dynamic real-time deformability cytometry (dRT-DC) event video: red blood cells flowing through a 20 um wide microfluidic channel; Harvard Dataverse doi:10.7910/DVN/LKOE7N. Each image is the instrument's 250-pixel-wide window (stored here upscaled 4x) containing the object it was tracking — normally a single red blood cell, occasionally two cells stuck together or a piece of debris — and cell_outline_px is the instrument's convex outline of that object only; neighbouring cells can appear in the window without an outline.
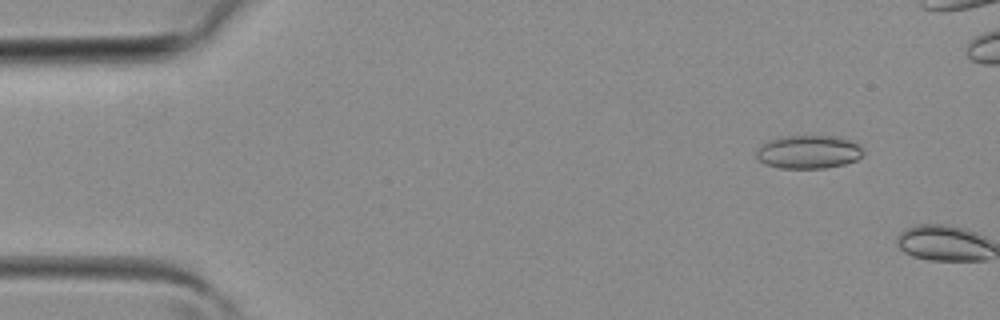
{"species": "common noctule bat (a hibernating species)", "species_latin": "Nyctalus noctula", "temperature_condition": "room temperature", "stored_images_in_passage": 4, "camera_frame_rate_fps": 3000, "um_per_image_px": 0.085, "animal": {"sex": "female", "body_mass_g": 19.3, "forearm_length_mm": 54.1}, "frame": {"image": 1, "passage_image": 3, "time_ms": 0.667, "image_size_px": [1000, 320], "cell_outline_px": [[864, 152], [856, 160], [844, 164], [824, 168], [780, 168], [764, 164], [756, 156], [756, 152], [760, 144], [764, 140], [780, 136], [840, 136], [860, 144]], "centroid_in_image_um": [68.69, 12.89], "position_along_channel_um": 16.3, "area_um2": 21.1}}